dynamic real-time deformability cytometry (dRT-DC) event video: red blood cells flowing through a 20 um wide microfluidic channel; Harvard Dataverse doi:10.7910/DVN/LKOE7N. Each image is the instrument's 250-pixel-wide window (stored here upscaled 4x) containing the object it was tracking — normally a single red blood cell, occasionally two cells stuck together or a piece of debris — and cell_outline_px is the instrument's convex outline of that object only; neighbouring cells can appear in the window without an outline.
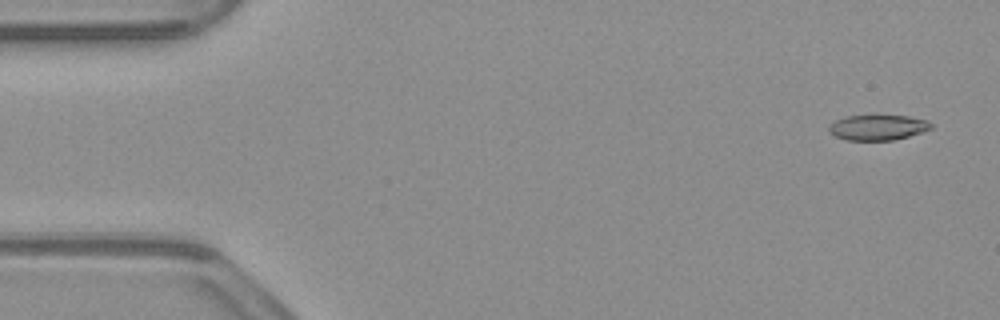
{"species": "common noctule bat (a hibernating species)", "species_latin": "Nyctalus noctula", "temperature_condition": "warm", "stored_images_in_passage": 54, "camera_frame_rate_fps": 3000, "um_per_image_px": 0.085, "animal": {"sex": "male", "body_mass_g": 23.1, "forearm_length_mm": 52.7}, "frame": {"image": 1, "passage_image": 3, "time_ms": 0.667, "image_size_px": [1000, 320], "cell_outline_px": [[932, 128], [908, 136], [892, 140], [848, 140], [836, 136], [828, 132], [828, 128], [836, 120], [848, 116], [908, 116], [924, 120], [932, 124]], "centroid_in_image_um": [74.59, 10.84], "position_along_channel_um": 10.4, "area_um2": 14.68}}
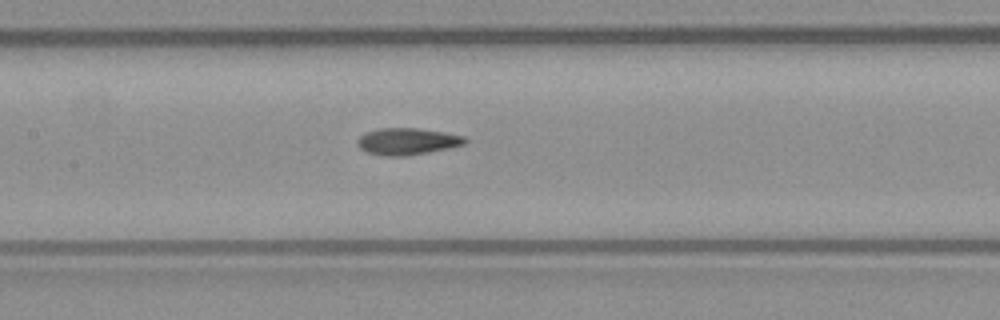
{"frame": {"image": 2, "passage_image": 25, "time_ms": 8.0, "image_size_px": [1000, 320], "cell_outline_px": [[468, 140], [464, 144], [452, 148], [404, 156], [384, 156], [368, 152], [360, 148], [356, 144], [356, 140], [364, 132], [380, 128], [416, 128], [444, 132], [464, 136]], "centroid_in_image_um": [34.61, 12.01], "position_along_channel_um": 172.8, "area_um2": 16.88}}
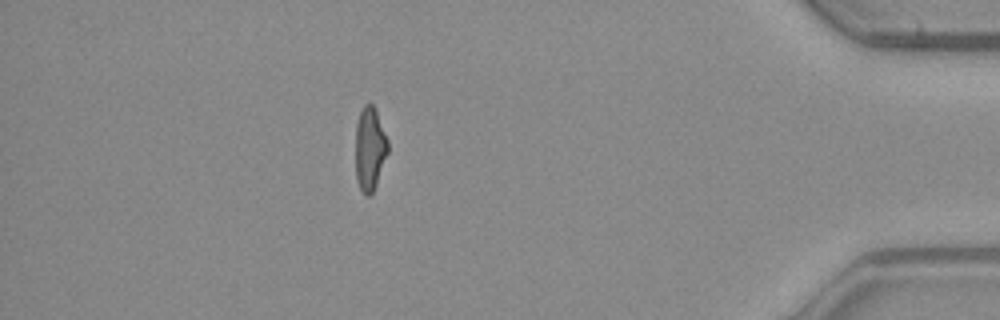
{"frame": {"image": 3, "passage_image": 47, "time_ms": 15.333, "image_size_px": [1000, 320], "cell_outline_px": [[388, 152], [376, 184], [372, 192], [368, 196], [360, 188], [356, 180], [356, 124], [360, 112], [364, 104], [372, 104], [376, 108], [388, 140]], "centroid_in_image_um": [31.44, 12.6], "position_along_channel_um": 403.8, "area_um2": 15.66}, "authors_computed_cell_mechanics": {"area_um2": 16.3863, "velocity_mm_per_s": 3.8744, "shape_relaxation_time_tau1_ms": null, "shape_relaxation_time_tau2_ms": 3.1603, "deformation_change_tau1": null, "deformation_change_tau2": 0.1013}}